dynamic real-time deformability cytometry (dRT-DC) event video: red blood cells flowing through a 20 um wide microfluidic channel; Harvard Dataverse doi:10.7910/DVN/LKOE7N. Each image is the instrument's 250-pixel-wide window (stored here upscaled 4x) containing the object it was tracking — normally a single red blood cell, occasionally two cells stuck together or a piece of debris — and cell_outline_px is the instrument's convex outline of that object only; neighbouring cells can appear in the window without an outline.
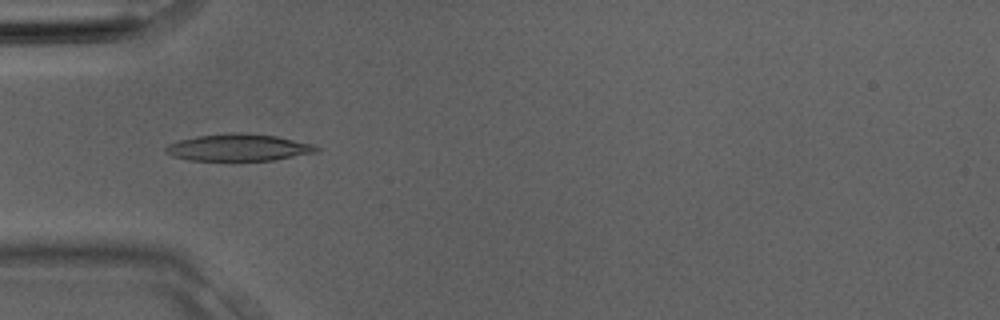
{"species": "Egyptian fruit bat (a non-hibernating species)", "species_latin": "Rousettus aegyptiacus", "temperature_condition": "room temperature", "stored_images_in_passage": 4, "camera_frame_rate_fps": 3000, "um_per_image_px": 0.085, "animal": {"sex": "male"}, "frame": {"image": 1, "passage_image": 4, "time_ms": 1.0, "image_size_px": [1000, 320], "cell_outline_px": [[320, 152], [272, 160], [188, 160], [172, 156], [164, 152], [164, 148], [168, 144], [180, 140], [196, 136], [232, 132], [244, 132], [276, 136], [312, 144], [320, 148]], "centroid_in_image_um": [20.27, 12.53], "position_along_channel_um": 64.7, "area_um2": 23.76}}